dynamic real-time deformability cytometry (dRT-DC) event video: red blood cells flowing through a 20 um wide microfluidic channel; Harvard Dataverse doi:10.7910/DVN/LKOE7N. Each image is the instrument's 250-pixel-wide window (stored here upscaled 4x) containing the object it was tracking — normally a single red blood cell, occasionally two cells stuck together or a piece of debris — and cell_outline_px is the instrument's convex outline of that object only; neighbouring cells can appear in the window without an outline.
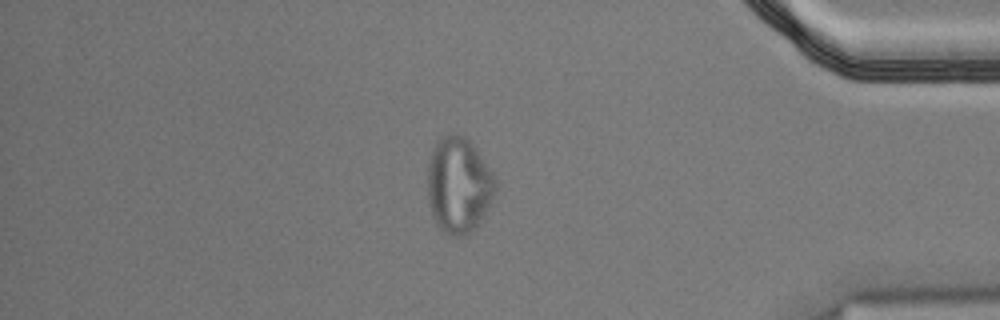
{"species": "Egyptian fruit bat (a non-hibernating species)", "species_latin": "Rousettus aegyptiacus", "temperature_condition": "cold", "stored_images_in_passage": 56, "camera_frame_rate_fps": 3000, "um_per_image_px": 0.085, "animal": {"sex": "male"}, "frame": {"image": 1, "passage_image": 48, "time_ms": 15.667, "image_size_px": [1000, 320], "cell_outline_px": [[496, 192], [484, 212], [468, 236], [452, 236], [444, 232], [436, 224], [432, 216], [428, 200], [428, 160], [436, 140], [444, 136], [456, 132], [464, 136], [476, 148], [496, 180]], "centroid_in_image_um": [38.95, 15.72], "position_along_channel_um": 396.2, "area_um2": 37.74}, "authors_computed_cell_mechanics": {"area_um2": 24.3049, "velocity_mm_per_s": 3.472, "shape_relaxation_time_tau1_ms": null, "shape_relaxation_time_tau2_ms": 1.5755, "deformation_change_tau1": null, "deformation_change_tau2": 0.082}}